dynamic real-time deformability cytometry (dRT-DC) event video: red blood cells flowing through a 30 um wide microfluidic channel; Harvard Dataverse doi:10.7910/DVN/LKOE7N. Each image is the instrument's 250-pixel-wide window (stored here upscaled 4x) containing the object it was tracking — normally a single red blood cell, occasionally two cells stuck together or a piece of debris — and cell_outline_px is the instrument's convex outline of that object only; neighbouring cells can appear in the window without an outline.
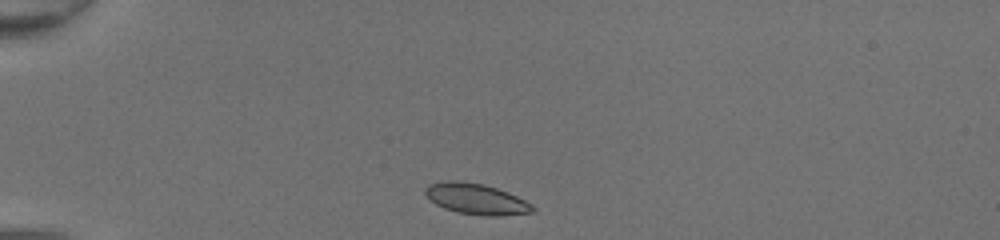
{"species": "common noctule bat (a hibernating species)", "species_latin": "Nyctalus noctula", "temperature_condition": "room temperature", "stored_images_in_passage": 36, "camera_frame_rate_fps": 3000, "um_per_image_px": 0.085, "animal": {"sex": "female", "body_mass_g": 20.0, "forearm_length_mm": 54.0}, "frame": {"image": 1, "passage_image": 1, "time_ms": 0.0, "image_size_px": [1000, 240], "cell_outline_px": [[536, 208], [532, 212], [500, 216], [484, 216], [456, 212], [444, 208], [436, 204], [424, 192], [424, 188], [428, 184], [448, 180], [456, 180], [484, 184], [508, 192], [532, 204]], "centroid_in_image_um": [40.47, 16.91], "position_along_channel_um": 44.5, "area_um2": 19.31}}
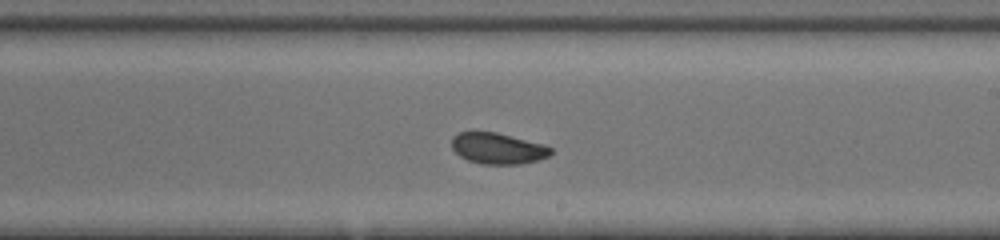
{"frame": {"image": 2, "passage_image": 18, "time_ms": 5.667, "image_size_px": [1000, 240], "cell_outline_px": [[552, 152], [548, 156], [536, 160], [520, 164], [484, 164], [468, 160], [460, 156], [452, 148], [452, 136], [460, 132], [496, 132], [544, 144], [552, 148]], "centroid_in_image_um": [42.31, 12.61], "position_along_channel_um": 246.7, "area_um2": 17.8}}
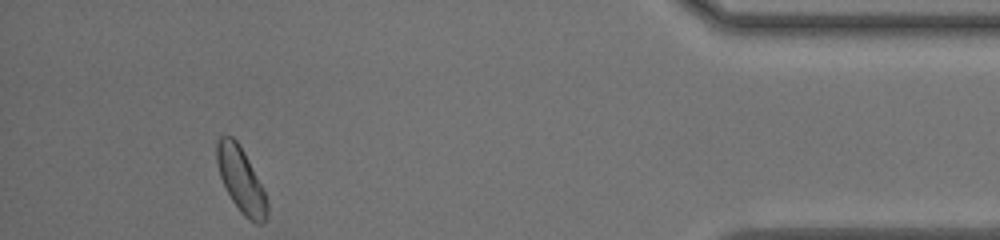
{"frame": {"image": 3, "passage_image": 33, "time_ms": 10.667, "image_size_px": [1000, 240], "cell_outline_px": [[268, 212], [264, 220], [260, 224], [256, 224], [248, 220], [240, 212], [232, 200], [220, 176], [216, 160], [216, 144], [220, 136], [232, 136], [236, 140], [244, 152], [264, 192], [268, 204]], "centroid_in_image_um": [20.47, 15.31], "position_along_channel_um": 414.7, "area_um2": 18.67}, "authors_computed_cell_mechanics": {"area_um2": 18.785, "velocity_mm_per_s": 4.3405, "shape_relaxation_time_tau1_ms": 4.3979, "shape_relaxation_time_tau2_ms": 1.2328, "deformation_change_tau1": 0.1174, "deformation_change_tau2": 0.0523}}